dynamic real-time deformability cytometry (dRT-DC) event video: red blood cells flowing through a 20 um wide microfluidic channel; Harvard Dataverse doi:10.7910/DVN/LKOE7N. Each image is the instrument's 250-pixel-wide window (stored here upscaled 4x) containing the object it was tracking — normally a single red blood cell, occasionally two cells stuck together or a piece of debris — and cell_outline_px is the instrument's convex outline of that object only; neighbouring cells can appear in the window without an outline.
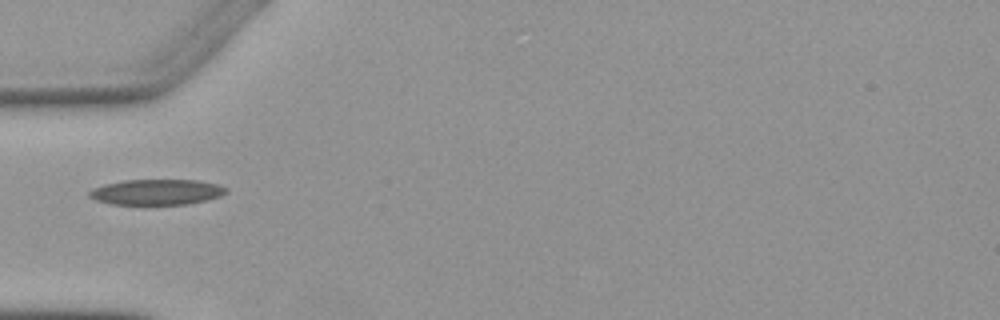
{"species": "Egyptian fruit bat (a non-hibernating species)", "species_latin": "Rousettus aegyptiacus", "temperature_condition": "warm", "stored_images_in_passage": 3, "camera_frame_rate_fps": 3000, "um_per_image_px": 0.085, "animal": {"sex": "female"}, "frame": {"image": 1, "passage_image": 2, "time_ms": 1.333, "image_size_px": [1000, 320], "cell_outline_px": [[228, 192], [220, 196], [208, 200], [184, 204], [112, 204], [96, 200], [88, 196], [88, 192], [92, 188], [104, 184], [124, 180], [200, 180], [216, 184], [228, 188]], "centroid_in_image_um": [13.32, 16.32], "position_along_channel_um": 71.7, "area_um2": 20.4}}